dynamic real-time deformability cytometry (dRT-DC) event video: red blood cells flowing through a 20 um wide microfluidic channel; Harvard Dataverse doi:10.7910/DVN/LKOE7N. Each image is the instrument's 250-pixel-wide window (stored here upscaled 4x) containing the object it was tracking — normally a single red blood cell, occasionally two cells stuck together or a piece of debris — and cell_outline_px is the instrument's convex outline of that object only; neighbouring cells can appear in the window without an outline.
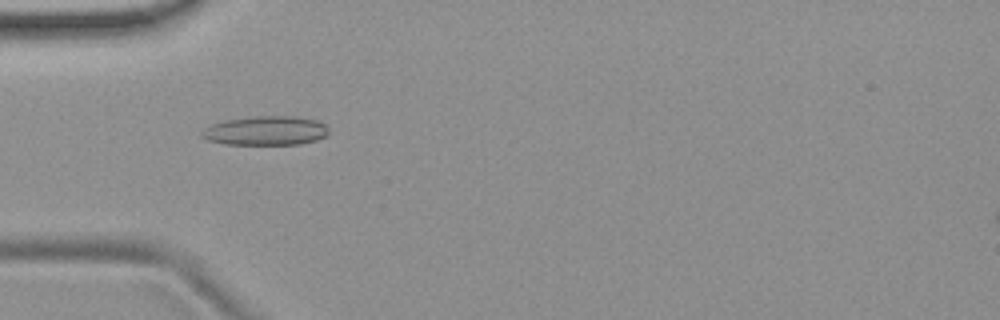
{"species": "common noctule bat (a hibernating species)", "species_latin": "Nyctalus noctula", "temperature_condition": "room temperature", "stored_images_in_passage": 53, "camera_frame_rate_fps": 3000, "um_per_image_px": 0.085, "animal": {"sex": "female", "body_mass_g": 19.9}, "frame": {"image": 1, "passage_image": 17, "time_ms": 5.333, "image_size_px": [1000, 320], "cell_outline_px": [[328, 132], [324, 136], [316, 140], [300, 144], [224, 144], [208, 140], [200, 136], [200, 132], [204, 128], [212, 124], [224, 120], [256, 116], [296, 116], [316, 120], [324, 124], [328, 128]], "centroid_in_image_um": [22.56, 11.1], "position_along_channel_um": 62.4, "area_um2": 21.56}}
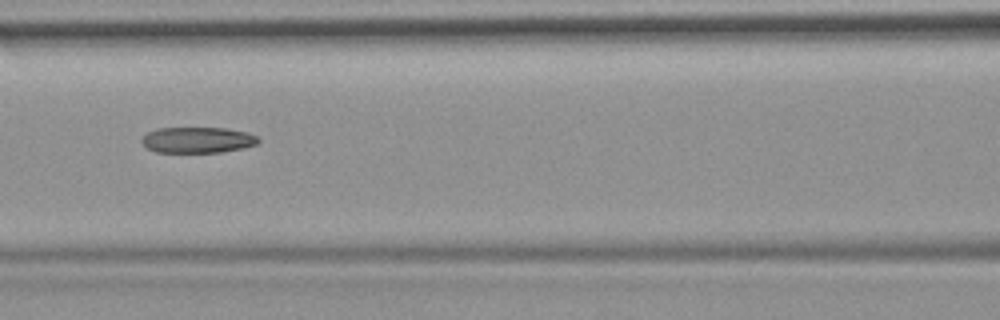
{"frame": {"image": 2, "passage_image": 24, "time_ms": 7.667, "image_size_px": [1000, 320], "cell_outline_px": [[260, 140], [256, 144], [244, 148], [220, 152], [156, 152], [148, 148], [140, 140], [148, 132], [156, 128], [224, 128], [248, 132], [256, 136]], "centroid_in_image_um": [16.8, 11.89], "position_along_channel_um": 149.8, "area_um2": 17.51}}
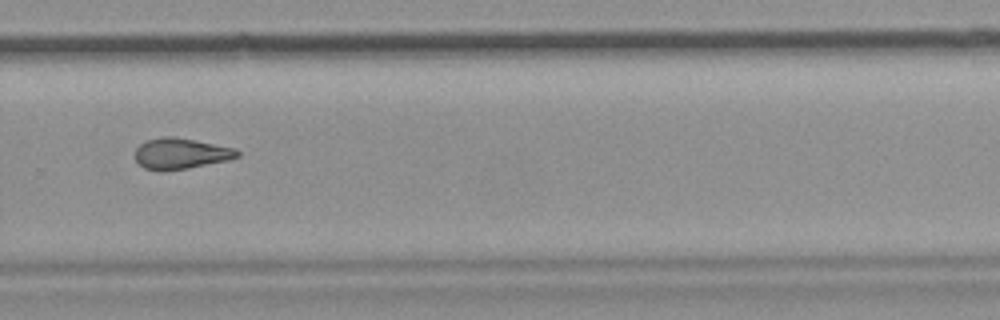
{"frame": {"image": 3, "passage_image": 37, "time_ms": 12.0, "image_size_px": [1000, 320], "cell_outline_px": [[240, 156], [228, 160], [188, 168], [164, 172], [160, 172], [144, 168], [136, 160], [136, 148], [140, 144], [148, 140], [164, 136], [172, 136], [236, 148], [240, 152]], "centroid_in_image_um": [15.37, 13.07], "position_along_channel_um": 314.4, "area_um2": 18.44}, "authors_computed_cell_mechanics": {"area_um2": 18.9584, "velocity_mm_per_s": 3.8132, "shape_relaxation_time_tau1_ms": null, "shape_relaxation_time_tau2_ms": 5.5756, "deformation_change_tau1": null, "deformation_change_tau2": 0.1511}}